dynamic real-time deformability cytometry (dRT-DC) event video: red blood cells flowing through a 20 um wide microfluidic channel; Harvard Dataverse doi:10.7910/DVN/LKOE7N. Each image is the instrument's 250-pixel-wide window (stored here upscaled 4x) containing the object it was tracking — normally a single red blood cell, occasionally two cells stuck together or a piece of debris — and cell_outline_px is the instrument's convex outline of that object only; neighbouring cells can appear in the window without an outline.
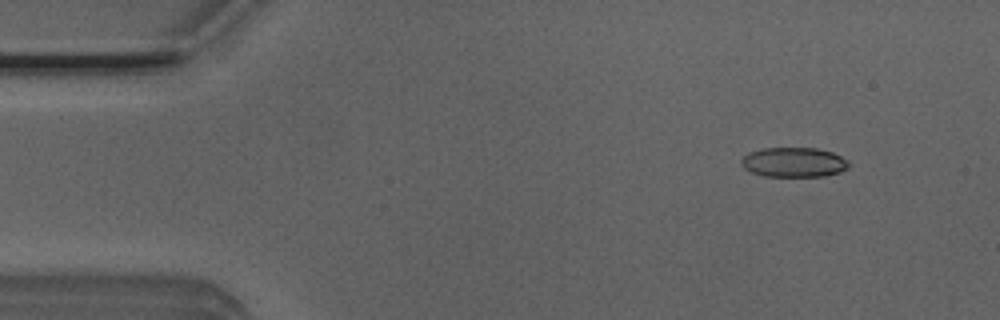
{"species": "Egyptian fruit bat (a non-hibernating species)", "species_latin": "Rousettus aegyptiacus", "temperature_condition": "room temperature", "stored_images_in_passage": 4, "camera_frame_rate_fps": 3000, "um_per_image_px": 0.085, "animal": {"sex": "male"}, "frame": {"image": 1, "passage_image": 1, "time_ms": 0.0, "image_size_px": [1000, 320], "cell_outline_px": [[852, 164], [848, 168], [840, 172], [824, 176], [764, 176], [752, 172], [744, 168], [740, 164], [740, 160], [748, 152], [760, 148], [816, 148], [832, 152], [848, 160]], "centroid_in_image_um": [67.47, 13.79], "position_along_channel_um": 17.5, "area_um2": 18.79}}
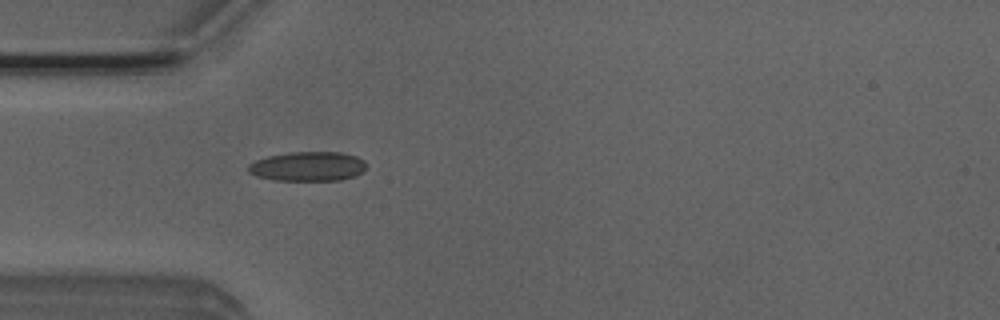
{"frame": {"image": 2, "passage_image": 4, "time_ms": 1.0, "image_size_px": [1000, 320], "cell_outline_px": [[364, 172], [356, 176], [340, 180], [272, 180], [256, 176], [248, 172], [248, 164], [256, 160], [268, 156], [288, 152], [340, 152], [356, 156], [364, 160]], "centroid_in_image_um": [26.15, 14.14], "position_along_channel_um": 58.8, "area_um2": 20.35}}